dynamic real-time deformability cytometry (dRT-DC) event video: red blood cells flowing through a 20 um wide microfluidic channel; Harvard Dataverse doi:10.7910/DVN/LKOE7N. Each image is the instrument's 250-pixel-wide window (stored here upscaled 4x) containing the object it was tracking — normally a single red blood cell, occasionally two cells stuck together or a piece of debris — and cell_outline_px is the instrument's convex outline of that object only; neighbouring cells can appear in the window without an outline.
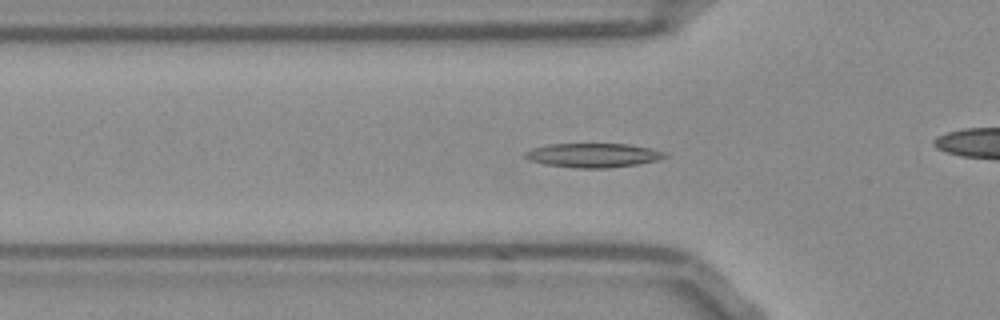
{"species": "Egyptian fruit bat (a non-hibernating species)", "species_latin": "Rousettus aegyptiacus", "temperature_condition": "room temperature", "stored_images_in_passage": 44, "camera_frame_rate_fps": 3000, "um_per_image_px": 0.085, "frame": {"image": 1, "passage_image": 7, "time_ms": 2.0, "image_size_px": [1000, 320], "cell_outline_px": [[668, 156], [660, 160], [636, 164], [608, 168], [572, 168], [544, 164], [520, 156], [524, 152], [532, 148], [548, 144], [628, 144], [652, 148], [664, 152]], "centroid_in_image_um": [50.4, 13.2], "position_along_channel_um": 75.4, "area_um2": 19.83}, "authors_computed_cell_mechanics": {"area_um2": 18.3226, "velocity_mm_per_s": 3.8121, "shape_relaxation_time_tau1_ms": 6.256, "shape_relaxation_time_tau2_ms": null, "deformation_change_tau1": 0.1224, "deformation_change_tau2": null}}